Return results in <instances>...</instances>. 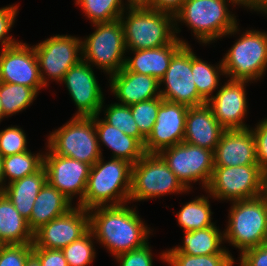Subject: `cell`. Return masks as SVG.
<instances>
[{"label":"cell","instance_id":"11","mask_svg":"<svg viewBox=\"0 0 267 266\" xmlns=\"http://www.w3.org/2000/svg\"><path fill=\"white\" fill-rule=\"evenodd\" d=\"M182 185L190 190L193 181H201L206 190L213 175L214 151L181 142L158 153Z\"/></svg>","mask_w":267,"mask_h":266},{"label":"cell","instance_id":"20","mask_svg":"<svg viewBox=\"0 0 267 266\" xmlns=\"http://www.w3.org/2000/svg\"><path fill=\"white\" fill-rule=\"evenodd\" d=\"M242 165H258L252 130H225L214 151V167Z\"/></svg>","mask_w":267,"mask_h":266},{"label":"cell","instance_id":"4","mask_svg":"<svg viewBox=\"0 0 267 266\" xmlns=\"http://www.w3.org/2000/svg\"><path fill=\"white\" fill-rule=\"evenodd\" d=\"M127 11V16L123 13L119 18L127 50L158 48L177 37L173 14L148 7H128Z\"/></svg>","mask_w":267,"mask_h":266},{"label":"cell","instance_id":"32","mask_svg":"<svg viewBox=\"0 0 267 266\" xmlns=\"http://www.w3.org/2000/svg\"><path fill=\"white\" fill-rule=\"evenodd\" d=\"M37 92L24 85L0 82V100L5 117L23 111L31 105Z\"/></svg>","mask_w":267,"mask_h":266},{"label":"cell","instance_id":"49","mask_svg":"<svg viewBox=\"0 0 267 266\" xmlns=\"http://www.w3.org/2000/svg\"><path fill=\"white\" fill-rule=\"evenodd\" d=\"M3 156L0 154V192L3 191L6 183L5 180H4V174H3Z\"/></svg>","mask_w":267,"mask_h":266},{"label":"cell","instance_id":"36","mask_svg":"<svg viewBox=\"0 0 267 266\" xmlns=\"http://www.w3.org/2000/svg\"><path fill=\"white\" fill-rule=\"evenodd\" d=\"M94 239L93 232L89 230L80 239L61 249L68 266H88L93 262L96 256V250L93 248Z\"/></svg>","mask_w":267,"mask_h":266},{"label":"cell","instance_id":"8","mask_svg":"<svg viewBox=\"0 0 267 266\" xmlns=\"http://www.w3.org/2000/svg\"><path fill=\"white\" fill-rule=\"evenodd\" d=\"M93 26L96 30L82 41V60L108 75L119 72L125 65V51L128 52L120 20Z\"/></svg>","mask_w":267,"mask_h":266},{"label":"cell","instance_id":"10","mask_svg":"<svg viewBox=\"0 0 267 266\" xmlns=\"http://www.w3.org/2000/svg\"><path fill=\"white\" fill-rule=\"evenodd\" d=\"M265 174L259 165L214 167L206 192L232 202L255 198L265 194Z\"/></svg>","mask_w":267,"mask_h":266},{"label":"cell","instance_id":"24","mask_svg":"<svg viewBox=\"0 0 267 266\" xmlns=\"http://www.w3.org/2000/svg\"><path fill=\"white\" fill-rule=\"evenodd\" d=\"M99 115L91 116L94 119L98 142L111 149L112 158L124 159L131 164L139 161L145 154L144 146L136 138L126 135L104 119H99Z\"/></svg>","mask_w":267,"mask_h":266},{"label":"cell","instance_id":"35","mask_svg":"<svg viewBox=\"0 0 267 266\" xmlns=\"http://www.w3.org/2000/svg\"><path fill=\"white\" fill-rule=\"evenodd\" d=\"M108 106L104 111V120L126 135L136 138L144 146L146 138L140 133L132 116L130 106L116 102Z\"/></svg>","mask_w":267,"mask_h":266},{"label":"cell","instance_id":"19","mask_svg":"<svg viewBox=\"0 0 267 266\" xmlns=\"http://www.w3.org/2000/svg\"><path fill=\"white\" fill-rule=\"evenodd\" d=\"M188 106L163 100L151 134L144 144L145 153H159L183 142Z\"/></svg>","mask_w":267,"mask_h":266},{"label":"cell","instance_id":"22","mask_svg":"<svg viewBox=\"0 0 267 266\" xmlns=\"http://www.w3.org/2000/svg\"><path fill=\"white\" fill-rule=\"evenodd\" d=\"M224 131L207 103L187 110L184 142L215 151Z\"/></svg>","mask_w":267,"mask_h":266},{"label":"cell","instance_id":"21","mask_svg":"<svg viewBox=\"0 0 267 266\" xmlns=\"http://www.w3.org/2000/svg\"><path fill=\"white\" fill-rule=\"evenodd\" d=\"M111 92L121 105H132L160 96L159 81L150 75L128 71L123 67L109 75Z\"/></svg>","mask_w":267,"mask_h":266},{"label":"cell","instance_id":"41","mask_svg":"<svg viewBox=\"0 0 267 266\" xmlns=\"http://www.w3.org/2000/svg\"><path fill=\"white\" fill-rule=\"evenodd\" d=\"M120 266H153V256L149 242L143 247L117 255Z\"/></svg>","mask_w":267,"mask_h":266},{"label":"cell","instance_id":"30","mask_svg":"<svg viewBox=\"0 0 267 266\" xmlns=\"http://www.w3.org/2000/svg\"><path fill=\"white\" fill-rule=\"evenodd\" d=\"M216 66V67H215ZM211 65L198 58L191 49V69L198 93L208 101L213 91L219 86L220 75H225L222 61L219 65ZM211 95V96H210Z\"/></svg>","mask_w":267,"mask_h":266},{"label":"cell","instance_id":"16","mask_svg":"<svg viewBox=\"0 0 267 266\" xmlns=\"http://www.w3.org/2000/svg\"><path fill=\"white\" fill-rule=\"evenodd\" d=\"M0 82L24 85L37 93L44 87L33 46L19 42L1 49Z\"/></svg>","mask_w":267,"mask_h":266},{"label":"cell","instance_id":"14","mask_svg":"<svg viewBox=\"0 0 267 266\" xmlns=\"http://www.w3.org/2000/svg\"><path fill=\"white\" fill-rule=\"evenodd\" d=\"M89 230V211L77 205L35 231L33 248L62 249Z\"/></svg>","mask_w":267,"mask_h":266},{"label":"cell","instance_id":"17","mask_svg":"<svg viewBox=\"0 0 267 266\" xmlns=\"http://www.w3.org/2000/svg\"><path fill=\"white\" fill-rule=\"evenodd\" d=\"M91 66L81 60L66 72L61 81L77 107L75 116L91 117L100 114L103 108L104 95Z\"/></svg>","mask_w":267,"mask_h":266},{"label":"cell","instance_id":"3","mask_svg":"<svg viewBox=\"0 0 267 266\" xmlns=\"http://www.w3.org/2000/svg\"><path fill=\"white\" fill-rule=\"evenodd\" d=\"M103 159L91 166L83 200L77 203L86 210L130 203L133 164L124 159L111 158L108 162Z\"/></svg>","mask_w":267,"mask_h":266},{"label":"cell","instance_id":"33","mask_svg":"<svg viewBox=\"0 0 267 266\" xmlns=\"http://www.w3.org/2000/svg\"><path fill=\"white\" fill-rule=\"evenodd\" d=\"M91 23L115 21L125 12L128 5L122 0H75ZM126 6V7H124Z\"/></svg>","mask_w":267,"mask_h":266},{"label":"cell","instance_id":"13","mask_svg":"<svg viewBox=\"0 0 267 266\" xmlns=\"http://www.w3.org/2000/svg\"><path fill=\"white\" fill-rule=\"evenodd\" d=\"M160 96L169 102L195 107L206 104L198 93L191 69V48L184 44L172 57L165 75L159 80Z\"/></svg>","mask_w":267,"mask_h":266},{"label":"cell","instance_id":"51","mask_svg":"<svg viewBox=\"0 0 267 266\" xmlns=\"http://www.w3.org/2000/svg\"><path fill=\"white\" fill-rule=\"evenodd\" d=\"M265 195L267 196V173L265 174Z\"/></svg>","mask_w":267,"mask_h":266},{"label":"cell","instance_id":"48","mask_svg":"<svg viewBox=\"0 0 267 266\" xmlns=\"http://www.w3.org/2000/svg\"><path fill=\"white\" fill-rule=\"evenodd\" d=\"M25 266H41V264L39 259L33 253H31L26 259Z\"/></svg>","mask_w":267,"mask_h":266},{"label":"cell","instance_id":"12","mask_svg":"<svg viewBox=\"0 0 267 266\" xmlns=\"http://www.w3.org/2000/svg\"><path fill=\"white\" fill-rule=\"evenodd\" d=\"M33 47L45 87L49 82L46 76L61 83L66 72L82 60V39L79 37L58 34Z\"/></svg>","mask_w":267,"mask_h":266},{"label":"cell","instance_id":"9","mask_svg":"<svg viewBox=\"0 0 267 266\" xmlns=\"http://www.w3.org/2000/svg\"><path fill=\"white\" fill-rule=\"evenodd\" d=\"M186 191L158 153H145L132 165L130 202Z\"/></svg>","mask_w":267,"mask_h":266},{"label":"cell","instance_id":"52","mask_svg":"<svg viewBox=\"0 0 267 266\" xmlns=\"http://www.w3.org/2000/svg\"><path fill=\"white\" fill-rule=\"evenodd\" d=\"M267 6V0H261Z\"/></svg>","mask_w":267,"mask_h":266},{"label":"cell","instance_id":"53","mask_svg":"<svg viewBox=\"0 0 267 266\" xmlns=\"http://www.w3.org/2000/svg\"><path fill=\"white\" fill-rule=\"evenodd\" d=\"M4 244L2 243V241L0 240V249L2 248Z\"/></svg>","mask_w":267,"mask_h":266},{"label":"cell","instance_id":"28","mask_svg":"<svg viewBox=\"0 0 267 266\" xmlns=\"http://www.w3.org/2000/svg\"><path fill=\"white\" fill-rule=\"evenodd\" d=\"M224 234L217 226L184 232L183 246H177L165 252H181L192 256L219 254L225 248L221 247Z\"/></svg>","mask_w":267,"mask_h":266},{"label":"cell","instance_id":"26","mask_svg":"<svg viewBox=\"0 0 267 266\" xmlns=\"http://www.w3.org/2000/svg\"><path fill=\"white\" fill-rule=\"evenodd\" d=\"M46 182L47 174L45 168L42 166L37 172L8 183L2 192L28 222L35 199Z\"/></svg>","mask_w":267,"mask_h":266},{"label":"cell","instance_id":"1","mask_svg":"<svg viewBox=\"0 0 267 266\" xmlns=\"http://www.w3.org/2000/svg\"><path fill=\"white\" fill-rule=\"evenodd\" d=\"M90 230L113 256L143 247L151 233L135 208L126 204L89 209Z\"/></svg>","mask_w":267,"mask_h":266},{"label":"cell","instance_id":"38","mask_svg":"<svg viewBox=\"0 0 267 266\" xmlns=\"http://www.w3.org/2000/svg\"><path fill=\"white\" fill-rule=\"evenodd\" d=\"M28 151L27 138L18 126H10L0 131V154L3 157Z\"/></svg>","mask_w":267,"mask_h":266},{"label":"cell","instance_id":"46","mask_svg":"<svg viewBox=\"0 0 267 266\" xmlns=\"http://www.w3.org/2000/svg\"><path fill=\"white\" fill-rule=\"evenodd\" d=\"M249 7V9H253L254 11H261L267 14V6L261 0H243Z\"/></svg>","mask_w":267,"mask_h":266},{"label":"cell","instance_id":"39","mask_svg":"<svg viewBox=\"0 0 267 266\" xmlns=\"http://www.w3.org/2000/svg\"><path fill=\"white\" fill-rule=\"evenodd\" d=\"M32 248L33 243L3 245L0 249V266H25Z\"/></svg>","mask_w":267,"mask_h":266},{"label":"cell","instance_id":"6","mask_svg":"<svg viewBox=\"0 0 267 266\" xmlns=\"http://www.w3.org/2000/svg\"><path fill=\"white\" fill-rule=\"evenodd\" d=\"M47 142L52 153L90 166L103 156L92 117H72L65 125L50 133Z\"/></svg>","mask_w":267,"mask_h":266},{"label":"cell","instance_id":"43","mask_svg":"<svg viewBox=\"0 0 267 266\" xmlns=\"http://www.w3.org/2000/svg\"><path fill=\"white\" fill-rule=\"evenodd\" d=\"M41 266H68L61 249L32 248Z\"/></svg>","mask_w":267,"mask_h":266},{"label":"cell","instance_id":"27","mask_svg":"<svg viewBox=\"0 0 267 266\" xmlns=\"http://www.w3.org/2000/svg\"><path fill=\"white\" fill-rule=\"evenodd\" d=\"M0 240L4 245L33 243L27 220L3 192H0Z\"/></svg>","mask_w":267,"mask_h":266},{"label":"cell","instance_id":"5","mask_svg":"<svg viewBox=\"0 0 267 266\" xmlns=\"http://www.w3.org/2000/svg\"><path fill=\"white\" fill-rule=\"evenodd\" d=\"M227 228L223 231L226 240L241 253L249 248L267 243V196L232 202Z\"/></svg>","mask_w":267,"mask_h":266},{"label":"cell","instance_id":"18","mask_svg":"<svg viewBox=\"0 0 267 266\" xmlns=\"http://www.w3.org/2000/svg\"><path fill=\"white\" fill-rule=\"evenodd\" d=\"M249 81L230 80L206 103L225 130L248 129L243 119L247 115L246 84Z\"/></svg>","mask_w":267,"mask_h":266},{"label":"cell","instance_id":"47","mask_svg":"<svg viewBox=\"0 0 267 266\" xmlns=\"http://www.w3.org/2000/svg\"><path fill=\"white\" fill-rule=\"evenodd\" d=\"M128 7H147L151 0H127Z\"/></svg>","mask_w":267,"mask_h":266},{"label":"cell","instance_id":"37","mask_svg":"<svg viewBox=\"0 0 267 266\" xmlns=\"http://www.w3.org/2000/svg\"><path fill=\"white\" fill-rule=\"evenodd\" d=\"M163 100L162 97H157L130 105L135 123L137 124L140 133L146 139L153 130L158 110Z\"/></svg>","mask_w":267,"mask_h":266},{"label":"cell","instance_id":"40","mask_svg":"<svg viewBox=\"0 0 267 266\" xmlns=\"http://www.w3.org/2000/svg\"><path fill=\"white\" fill-rule=\"evenodd\" d=\"M17 13V5H9L0 9V42L2 49L19 43L11 36H7L15 22Z\"/></svg>","mask_w":267,"mask_h":266},{"label":"cell","instance_id":"34","mask_svg":"<svg viewBox=\"0 0 267 266\" xmlns=\"http://www.w3.org/2000/svg\"><path fill=\"white\" fill-rule=\"evenodd\" d=\"M160 258L170 266H232L235 263L226 248L219 254L196 256L181 252H163Z\"/></svg>","mask_w":267,"mask_h":266},{"label":"cell","instance_id":"50","mask_svg":"<svg viewBox=\"0 0 267 266\" xmlns=\"http://www.w3.org/2000/svg\"><path fill=\"white\" fill-rule=\"evenodd\" d=\"M4 117H5V114H4L3 107L1 104V100H0V122L3 120Z\"/></svg>","mask_w":267,"mask_h":266},{"label":"cell","instance_id":"42","mask_svg":"<svg viewBox=\"0 0 267 266\" xmlns=\"http://www.w3.org/2000/svg\"><path fill=\"white\" fill-rule=\"evenodd\" d=\"M251 130L255 138L257 164L267 173V119L260 121Z\"/></svg>","mask_w":267,"mask_h":266},{"label":"cell","instance_id":"25","mask_svg":"<svg viewBox=\"0 0 267 266\" xmlns=\"http://www.w3.org/2000/svg\"><path fill=\"white\" fill-rule=\"evenodd\" d=\"M73 208L72 201L48 182L39 191L28 221L34 233L40 227Z\"/></svg>","mask_w":267,"mask_h":266},{"label":"cell","instance_id":"15","mask_svg":"<svg viewBox=\"0 0 267 266\" xmlns=\"http://www.w3.org/2000/svg\"><path fill=\"white\" fill-rule=\"evenodd\" d=\"M49 152L44 154L43 167L46 170L47 182L72 201L79 195L78 202L83 200L91 166L66 156Z\"/></svg>","mask_w":267,"mask_h":266},{"label":"cell","instance_id":"45","mask_svg":"<svg viewBox=\"0 0 267 266\" xmlns=\"http://www.w3.org/2000/svg\"><path fill=\"white\" fill-rule=\"evenodd\" d=\"M186 0H151L148 8L175 15Z\"/></svg>","mask_w":267,"mask_h":266},{"label":"cell","instance_id":"31","mask_svg":"<svg viewBox=\"0 0 267 266\" xmlns=\"http://www.w3.org/2000/svg\"><path fill=\"white\" fill-rule=\"evenodd\" d=\"M35 154V155H34ZM30 150L3 158V174L11 183L27 175L37 172L43 166L44 154L34 153Z\"/></svg>","mask_w":267,"mask_h":266},{"label":"cell","instance_id":"44","mask_svg":"<svg viewBox=\"0 0 267 266\" xmlns=\"http://www.w3.org/2000/svg\"><path fill=\"white\" fill-rule=\"evenodd\" d=\"M239 266H267V243L240 253Z\"/></svg>","mask_w":267,"mask_h":266},{"label":"cell","instance_id":"7","mask_svg":"<svg viewBox=\"0 0 267 266\" xmlns=\"http://www.w3.org/2000/svg\"><path fill=\"white\" fill-rule=\"evenodd\" d=\"M221 61L230 80H259L267 69V32H243Z\"/></svg>","mask_w":267,"mask_h":266},{"label":"cell","instance_id":"23","mask_svg":"<svg viewBox=\"0 0 267 266\" xmlns=\"http://www.w3.org/2000/svg\"><path fill=\"white\" fill-rule=\"evenodd\" d=\"M176 37L170 44L153 49L131 50L133 58H126L124 67L131 72L150 75L158 81L165 75L173 55L184 45Z\"/></svg>","mask_w":267,"mask_h":266},{"label":"cell","instance_id":"29","mask_svg":"<svg viewBox=\"0 0 267 266\" xmlns=\"http://www.w3.org/2000/svg\"><path fill=\"white\" fill-rule=\"evenodd\" d=\"M212 214L208 197L200 196L186 203L176 216L184 231H193L214 226Z\"/></svg>","mask_w":267,"mask_h":266},{"label":"cell","instance_id":"2","mask_svg":"<svg viewBox=\"0 0 267 266\" xmlns=\"http://www.w3.org/2000/svg\"><path fill=\"white\" fill-rule=\"evenodd\" d=\"M227 2L233 6L238 4L249 8L243 0H186L174 15L175 34L180 32L177 28L178 22L186 23L204 45L223 36L238 33L236 16L231 14Z\"/></svg>","mask_w":267,"mask_h":266}]
</instances>
